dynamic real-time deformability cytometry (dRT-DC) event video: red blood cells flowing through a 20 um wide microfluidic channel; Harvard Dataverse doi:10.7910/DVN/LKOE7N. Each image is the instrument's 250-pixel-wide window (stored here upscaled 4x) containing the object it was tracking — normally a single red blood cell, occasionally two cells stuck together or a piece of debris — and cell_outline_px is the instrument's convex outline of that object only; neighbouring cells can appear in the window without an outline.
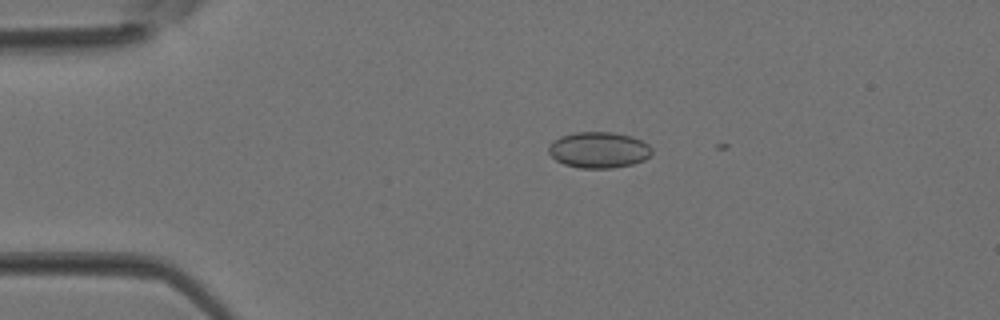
{"species": "Egyptian fruit bat (a non-hibernating species)", "species_latin": "Rousettus aegyptiacus", "temperature_condition": "room temperature", "stored_images_in_passage": 4, "camera_frame_rate_fps": 3000, "um_per_image_px": 0.085, "animal": {"sex": "female"}, "frame": {"image": 1, "passage_image": 2, "time_ms": 0.333, "image_size_px": [1000, 320], "cell_outline_px": [[652, 152], [644, 160], [632, 164], [612, 168], [580, 168], [564, 164], [556, 160], [548, 152], [548, 148], [560, 136], [576, 132], [612, 132], [632, 136], [648, 144], [652, 148]], "centroid_in_image_um": [50.91, 12.74], "position_along_channel_um": 34.1, "area_um2": 21.56}}